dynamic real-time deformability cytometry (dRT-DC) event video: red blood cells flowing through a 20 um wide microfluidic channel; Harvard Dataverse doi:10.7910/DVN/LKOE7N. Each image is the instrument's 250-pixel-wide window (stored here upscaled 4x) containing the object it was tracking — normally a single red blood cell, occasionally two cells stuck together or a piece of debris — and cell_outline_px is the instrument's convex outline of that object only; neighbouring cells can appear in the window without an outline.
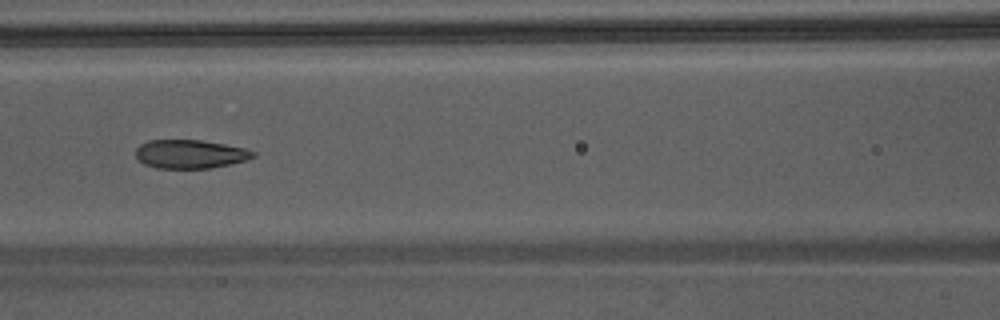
{"species": "Egyptian fruit bat (a non-hibernating species)", "species_latin": "Rousettus aegyptiacus", "temperature_condition": "warm", "stored_images_in_passage": 31, "camera_frame_rate_fps": 3000, "um_per_image_px": 0.085, "animal": {"sex": "male"}, "frame": {"image": 1, "passage_image": 6, "time_ms": 1.667, "image_size_px": [1000, 320], "cell_outline_px": [[256, 156], [232, 164], [212, 168], [156, 168], [144, 164], [136, 156], [136, 148], [140, 144], [148, 140], [200, 140], [224, 144], [244, 148], [256, 152]], "centroid_in_image_um": [16.16, 13.1], "position_along_channel_um": 150.4, "area_um2": 19.59}}
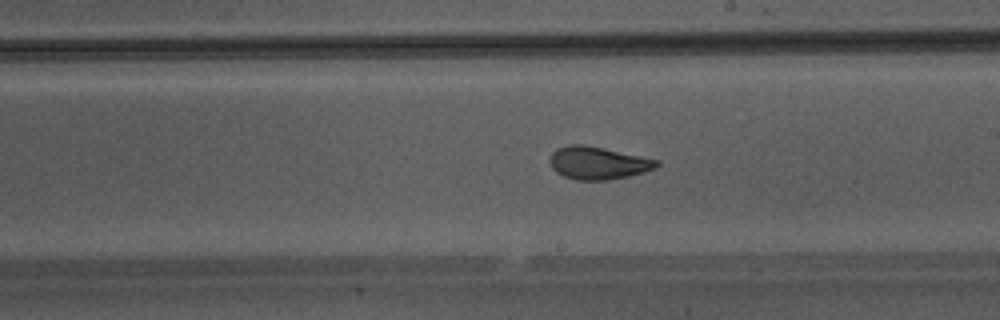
{"frame": {"image": 2, "passage_image": 12, "time_ms": 3.667, "image_size_px": [1000, 320], "cell_outline_px": [[660, 164], [644, 172], [628, 176], [608, 180], [576, 180], [564, 176], [556, 172], [552, 168], [548, 160], [552, 152], [556, 148], [568, 144], [584, 144], [604, 148], [660, 160]], "centroid_in_image_um": [50.79, 13.84], "position_along_channel_um": 238.2, "area_um2": 20.46}}
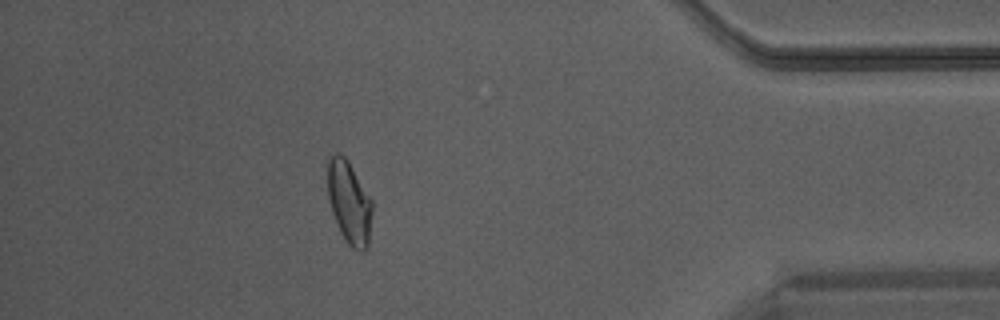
{"frame": {"image": 3, "passage_image": 26, "time_ms": 8.333, "image_size_px": [1000, 320], "cell_outline_px": [[372, 212], [368, 248], [364, 252], [356, 252], [344, 240], [340, 232], [332, 212], [328, 196], [328, 156], [336, 152], [340, 152], [348, 160], [372, 200]], "centroid_in_image_um": [29.69, 17.23], "position_along_channel_um": 405.5, "area_um2": 21.79}}